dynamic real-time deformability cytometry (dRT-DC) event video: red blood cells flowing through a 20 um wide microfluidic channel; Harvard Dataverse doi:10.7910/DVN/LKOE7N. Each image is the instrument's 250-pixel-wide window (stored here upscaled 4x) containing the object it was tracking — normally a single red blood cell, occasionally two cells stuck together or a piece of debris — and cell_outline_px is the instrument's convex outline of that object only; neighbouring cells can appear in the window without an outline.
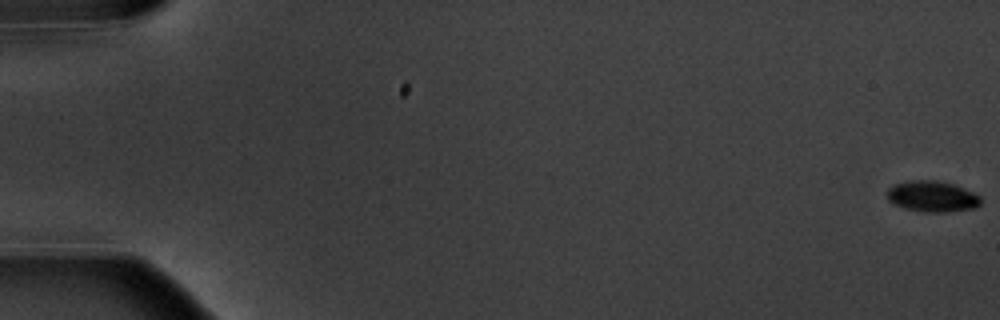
{"species": "common noctule bat (a hibernating species)", "species_latin": "Nyctalus noctula", "temperature_condition": "warm", "stored_images_in_passage": 8, "camera_frame_rate_fps": 3000, "um_per_image_px": 0.085, "animal": {"sex": "male", "body_mass_g": 20.1, "forearm_length_mm": 53.5}, "frame": {"image": 1, "passage_image": 1, "time_ms": 0.0, "image_size_px": [1000, 320], "cell_outline_px": [[980, 204], [976, 208], [944, 212], [924, 212], [904, 208], [892, 204], [888, 200], [884, 192], [892, 184], [912, 180], [936, 180], [952, 184], [964, 188], [980, 196]], "centroid_in_image_um": [79.17, 16.69], "position_along_channel_um": 5.8, "area_um2": 17.11}}
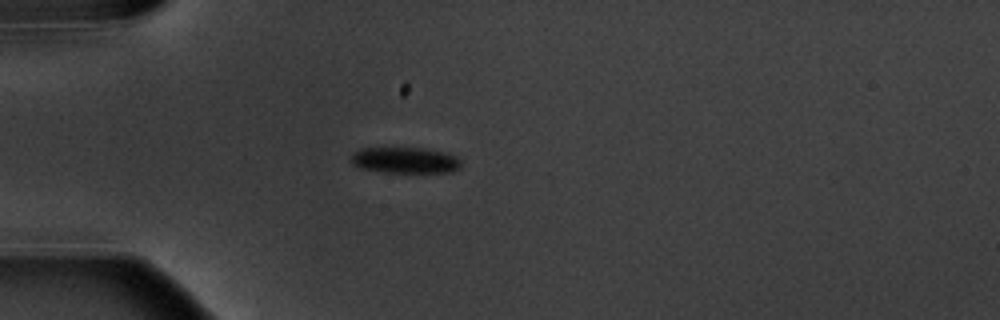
{"frame": {"image": 2, "passage_image": 5, "time_ms": 5.667, "image_size_px": [1000, 320], "cell_outline_px": [[460, 168], [448, 172], [384, 172], [360, 168], [352, 164], [352, 156], [360, 148], [424, 148], [444, 152], [456, 156], [460, 160]], "centroid_in_image_um": [34.44, 13.62], "position_along_channel_um": 50.6, "area_um2": 16.53}}
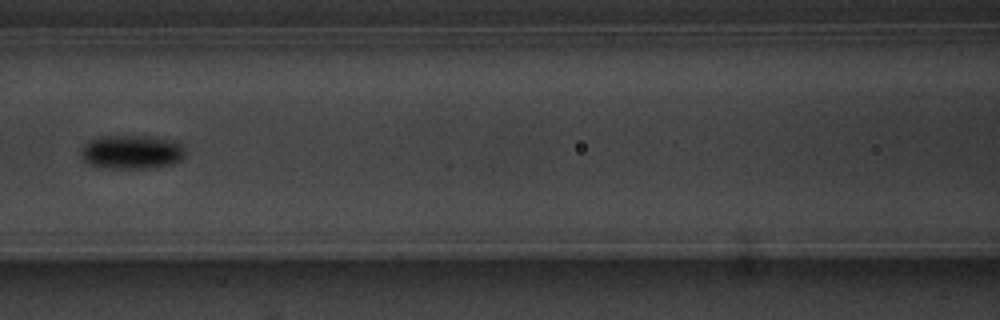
{"frame": {"image": 3, "passage_image": 8, "time_ms": 9.0, "image_size_px": [1000, 320], "cell_outline_px": [[184, 156], [180, 160], [172, 164], [144, 168], [104, 168], [88, 164], [84, 160], [80, 152], [84, 144], [100, 136], [156, 136], [180, 140], [184, 144]], "centroid_in_image_um": [11.25, 12.9], "position_along_channel_um": 155.4, "area_um2": 20.92}}